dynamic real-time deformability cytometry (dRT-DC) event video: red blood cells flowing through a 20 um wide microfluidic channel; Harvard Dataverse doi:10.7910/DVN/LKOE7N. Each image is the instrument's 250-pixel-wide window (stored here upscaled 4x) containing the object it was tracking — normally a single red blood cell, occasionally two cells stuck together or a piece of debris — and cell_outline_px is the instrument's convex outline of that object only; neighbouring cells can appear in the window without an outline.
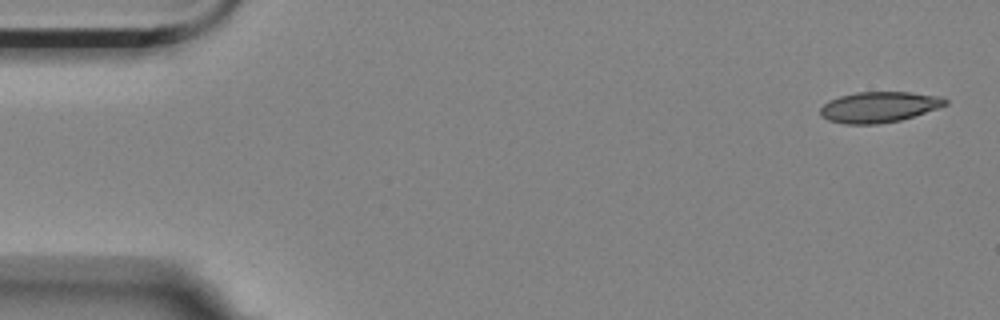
{"species": "Egyptian fruit bat (a non-hibernating species)", "species_latin": "Rousettus aegyptiacus", "temperature_condition": "room temperature", "stored_images_in_passage": 53, "camera_frame_rate_fps": 3000, "um_per_image_px": 0.085, "animal": {"sex": "female"}, "frame": {"image": 1, "passage_image": 1, "time_ms": 0.0, "image_size_px": [1000, 320], "cell_outline_px": [[948, 104], [900, 120], [876, 124], [844, 124], [828, 120], [820, 116], [820, 108], [828, 100], [840, 96], [856, 92], [908, 92], [940, 96], [948, 100]], "centroid_in_image_um": [74.67, 9.09], "position_along_channel_um": 10.3, "area_um2": 22.25}}
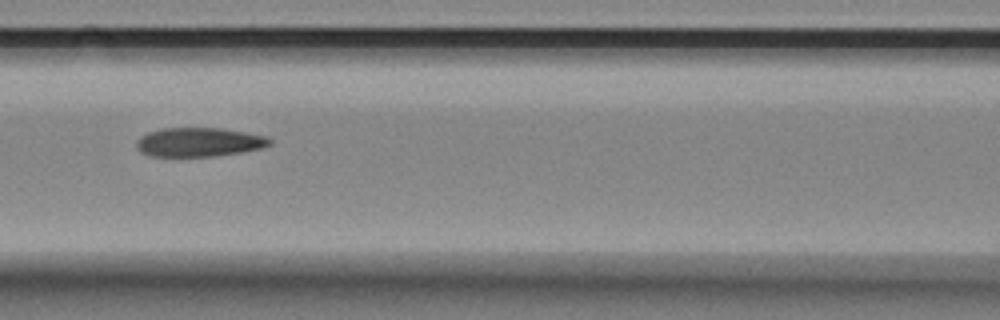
{"frame": {"image": 2, "passage_image": 23, "time_ms": 7.333, "image_size_px": [1000, 320], "cell_outline_px": [[272, 144], [264, 148], [240, 152], [212, 156], [148, 156], [140, 152], [136, 148], [136, 140], [140, 136], [148, 132], [164, 128], [220, 128], [268, 136], [272, 140]], "centroid_in_image_um": [16.91, 12.08], "position_along_channel_um": 149.7, "area_um2": 22.66}}
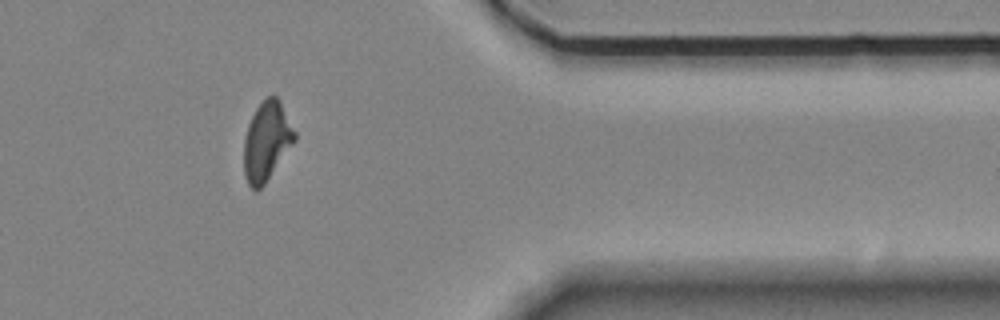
{"frame": {"image": 3, "passage_image": 45, "time_ms": 14.667, "image_size_px": [1000, 320], "cell_outline_px": [[296, 140], [264, 184], [260, 188], [252, 188], [248, 184], [244, 176], [244, 140], [248, 124], [256, 108], [268, 96], [276, 96], [280, 100], [296, 132]], "centroid_in_image_um": [22.67, 11.99], "position_along_channel_um": 388.7, "area_um2": 23.12}, "authors_computed_cell_mechanics": {"area_um2": 23.1778, "velocity_mm_per_s": 3.5177, "shape_relaxation_time_tau1_ms": null, "shape_relaxation_time_tau2_ms": 2.6264, "deformation_change_tau1": null, "deformation_change_tau2": 0.0949}}